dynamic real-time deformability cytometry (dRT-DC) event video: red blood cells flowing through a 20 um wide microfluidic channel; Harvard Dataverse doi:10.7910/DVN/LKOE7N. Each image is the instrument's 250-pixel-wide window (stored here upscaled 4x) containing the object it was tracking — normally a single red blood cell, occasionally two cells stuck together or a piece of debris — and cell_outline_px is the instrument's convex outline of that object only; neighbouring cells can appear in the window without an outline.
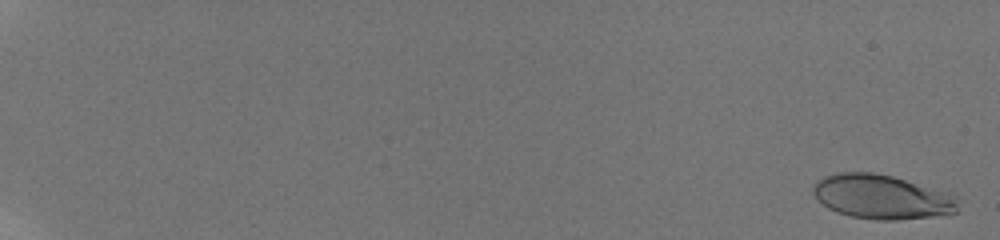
{"species": "human", "species_latin": "Homo sapiens", "temperature_condition": "room temperature", "stored_images_in_passage": 41, "camera_frame_rate_fps": 3000, "um_per_image_px": 0.085, "donor": {"sex": "male"}, "frame": {"image": 1, "passage_image": 2, "time_ms": 0.333, "image_size_px": [1000, 240], "cell_outline_px": [[956, 212], [900, 220], [876, 220], [852, 216], [836, 212], [828, 208], [812, 192], [812, 184], [816, 180], [824, 176], [836, 172], [872, 172], [892, 176], [948, 192], [956, 196]], "centroid_in_image_um": [74.89, 16.71], "position_along_channel_um": 10.1, "area_um2": 37.17}}
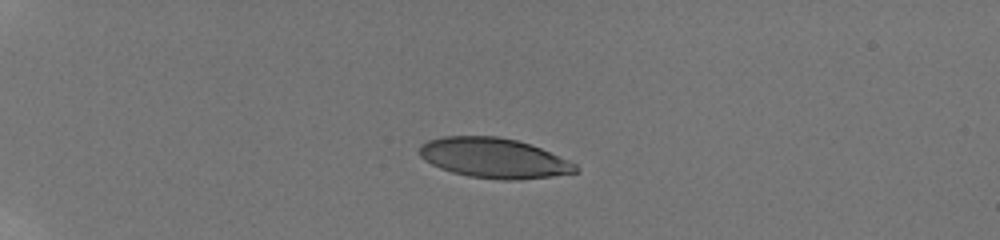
{"frame": {"image": 2, "passage_image": 29, "time_ms": 5.667, "image_size_px": [1000, 240], "cell_outline_px": [[580, 172], [552, 176], [520, 180], [500, 180], [468, 176], [452, 172], [440, 168], [424, 160], [420, 156], [420, 144], [428, 140], [444, 136], [500, 136], [516, 140], [540, 148], [568, 160], [576, 164], [580, 168]], "centroid_in_image_um": [41.99, 13.44], "position_along_channel_um": 43.0, "area_um2": 36.47}}